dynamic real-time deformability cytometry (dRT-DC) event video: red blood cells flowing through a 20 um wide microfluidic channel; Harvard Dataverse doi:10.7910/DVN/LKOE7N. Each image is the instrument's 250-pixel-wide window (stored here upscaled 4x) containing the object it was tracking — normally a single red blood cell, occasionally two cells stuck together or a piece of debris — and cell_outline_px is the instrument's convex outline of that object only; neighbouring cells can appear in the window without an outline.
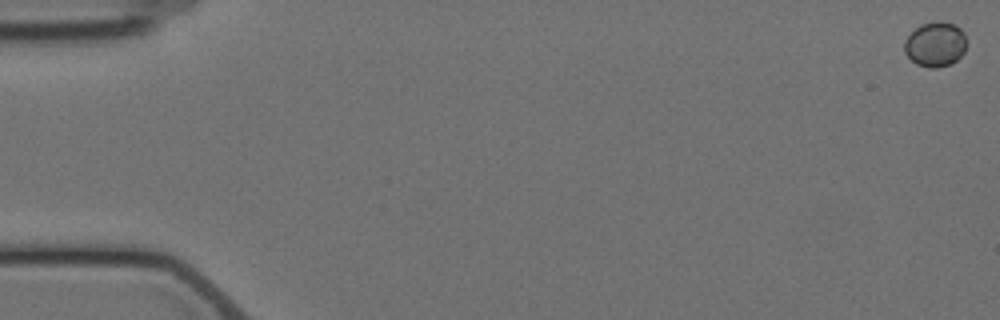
{"species": "Egyptian fruit bat (a non-hibernating species)", "species_latin": "Rousettus aegyptiacus", "temperature_condition": "cold", "stored_images_in_passage": 6, "camera_frame_rate_fps": 3000, "um_per_image_px": 0.085, "animal": {"sex": "female"}, "frame": {"image": 1, "passage_image": 1, "time_ms": 0.0, "image_size_px": [1000, 320], "cell_outline_px": [[968, 44], [964, 52], [952, 64], [936, 68], [928, 68], [916, 64], [904, 52], [904, 40], [920, 24], [936, 20], [940, 20], [952, 24], [960, 28], [964, 32]], "centroid_in_image_um": [79.52, 3.76], "position_along_channel_um": 5.5, "area_um2": 16.53}}
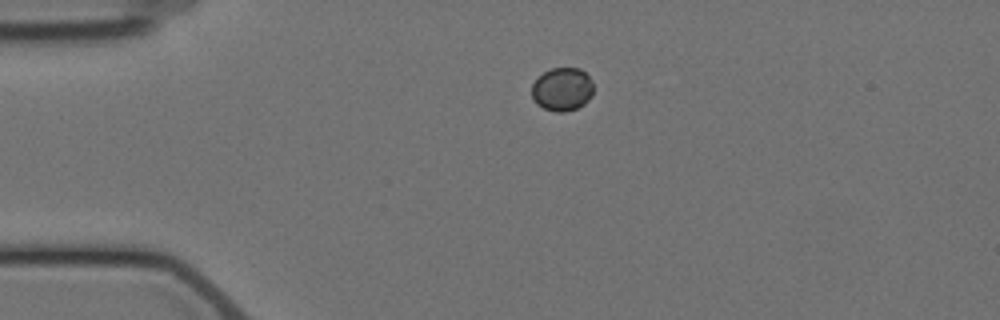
{"frame": {"image": 2, "passage_image": 5, "time_ms": 4.333, "image_size_px": [1000, 320], "cell_outline_px": [[592, 96], [584, 104], [576, 108], [564, 112], [556, 112], [544, 108], [536, 104], [532, 96], [532, 84], [544, 72], [552, 68], [580, 68], [592, 80]], "centroid_in_image_um": [47.79, 7.59], "position_along_channel_um": 37.2, "area_um2": 15.49}}